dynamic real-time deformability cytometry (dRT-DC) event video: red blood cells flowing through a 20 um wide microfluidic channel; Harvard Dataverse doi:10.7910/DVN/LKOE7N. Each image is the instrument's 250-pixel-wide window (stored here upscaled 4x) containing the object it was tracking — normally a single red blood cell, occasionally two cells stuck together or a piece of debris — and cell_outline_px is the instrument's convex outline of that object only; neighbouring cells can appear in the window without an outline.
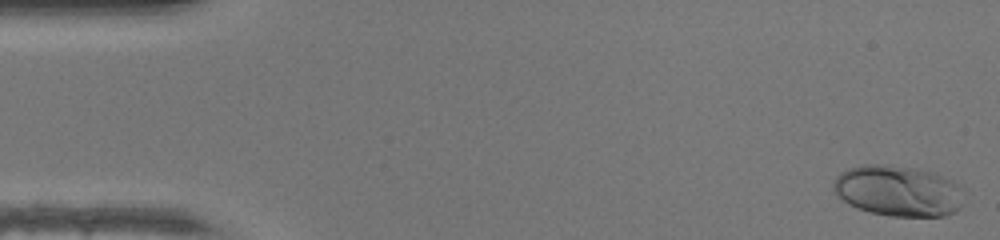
{"species": "human", "species_latin": "Homo sapiens", "temperature_condition": "warm", "stored_images_in_passage": 47, "camera_frame_rate_fps": 3000, "um_per_image_px": 0.085, "donor": {"sex": "female"}, "frame": {"image": 1, "passage_image": 1, "time_ms": 0.0, "image_size_px": [1000, 240], "cell_outline_px": [[964, 188], [960, 208], [956, 212], [944, 216], [888, 216], [872, 212], [848, 204], [832, 188], [832, 184], [836, 176], [840, 172], [848, 168], [864, 164], [888, 164], [916, 168], [936, 172], [952, 180]], "centroid_in_image_um": [76.38, 16.2], "position_along_channel_um": 8.6, "area_um2": 39.07}}
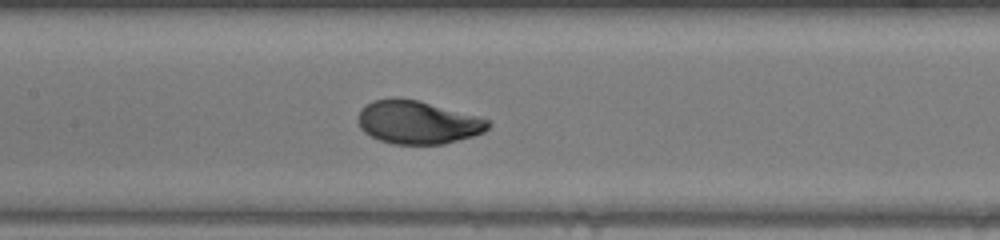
{"frame": {"image": 2, "passage_image": 22, "time_ms": 7.0, "image_size_px": [1000, 240], "cell_outline_px": [[492, 124], [484, 132], [472, 136], [444, 144], [392, 144], [380, 140], [364, 132], [360, 128], [356, 120], [356, 116], [360, 108], [364, 104], [372, 100], [396, 96], [416, 100], [492, 120]], "centroid_in_image_um": [35.45, 10.38], "position_along_channel_um": 172.0, "area_um2": 33.06}}
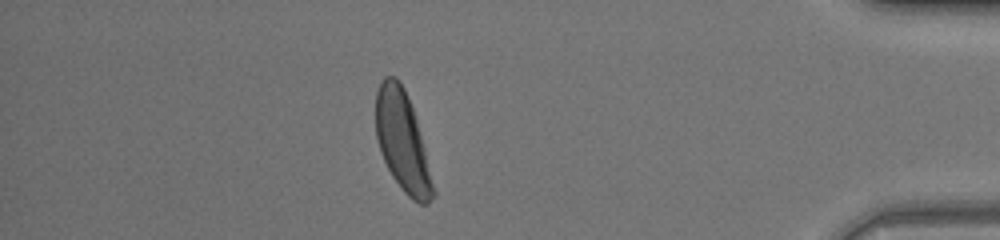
{"frame": {"image": 3, "passage_image": 41, "time_ms": 13.333, "image_size_px": [1000, 240], "cell_outline_px": [[436, 196], [428, 204], [420, 204], [412, 200], [404, 192], [392, 176], [380, 152], [376, 136], [376, 92], [380, 80], [384, 76], [396, 76], [400, 80], [404, 88], [416, 116], [436, 192]], "centroid_in_image_um": [34.21, 12.02], "position_along_channel_um": 401.0, "area_um2": 33.58}, "authors_computed_cell_mechanics": {"area_um2": 32.946, "velocity_mm_per_s": 4.344, "shape_relaxation_time_tau1_ms": 2.4411, "shape_relaxation_time_tau2_ms": null, "deformation_change_tau1": 0.1775, "deformation_change_tau2": null}}